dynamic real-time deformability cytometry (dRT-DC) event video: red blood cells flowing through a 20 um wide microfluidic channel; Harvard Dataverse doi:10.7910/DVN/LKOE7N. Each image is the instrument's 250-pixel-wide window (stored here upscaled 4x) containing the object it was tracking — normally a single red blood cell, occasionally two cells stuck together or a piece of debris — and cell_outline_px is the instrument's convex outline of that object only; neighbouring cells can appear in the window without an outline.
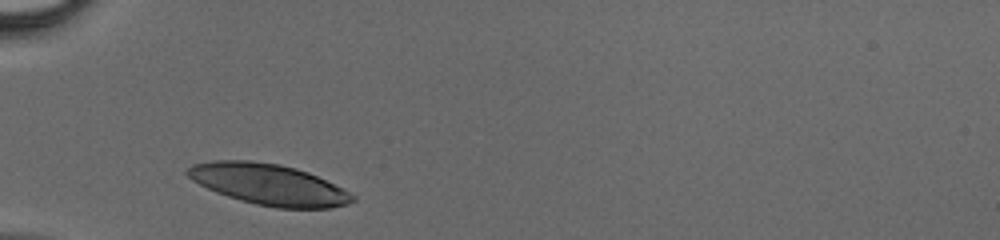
{"species": "human", "species_latin": "Homo sapiens", "temperature_condition": "cold", "stored_images_in_passage": 24, "camera_frame_rate_fps": 3000, "um_per_image_px": 0.085, "donor": {"sex": "male"}, "frame": {"image": 1, "passage_image": 1, "time_ms": 0.0, "image_size_px": [1000, 240], "cell_outline_px": [[356, 200], [348, 204], [328, 208], [276, 208], [256, 204], [240, 200], [216, 192], [192, 180], [184, 172], [192, 164], [212, 160], [248, 160], [280, 164], [296, 168], [308, 172], [344, 188], [356, 196]], "centroid_in_image_um": [22.86, 15.67], "position_along_channel_um": 62.1, "area_um2": 39.54}}
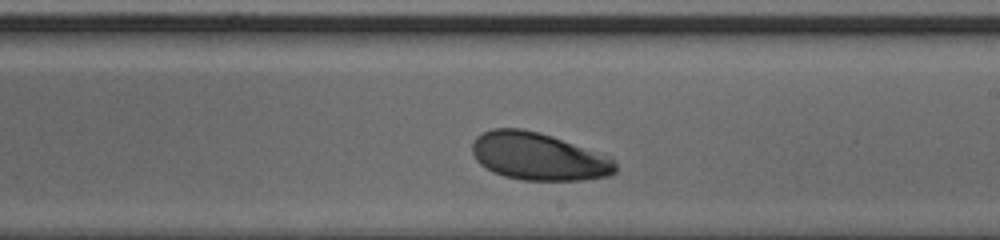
{"frame": {"image": 2, "passage_image": 14, "time_ms": 4.333, "image_size_px": [1000, 240], "cell_outline_px": [[616, 172], [608, 176], [584, 180], [524, 180], [504, 176], [492, 172], [480, 164], [476, 160], [472, 152], [472, 144], [476, 136], [492, 128], [520, 128], [540, 132], [612, 156], [616, 164]], "centroid_in_image_um": [45.78, 13.3], "position_along_channel_um": 243.2, "area_um2": 40.0}}
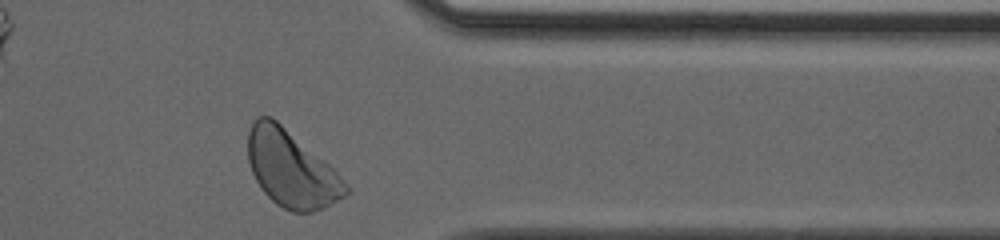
{"frame": {"image": 3, "passage_image": 24, "time_ms": 7.667, "image_size_px": [1000, 240], "cell_outline_px": [[348, 192], [344, 196], [324, 208], [312, 212], [292, 212], [276, 204], [264, 192], [256, 180], [252, 172], [248, 160], [248, 132], [252, 120], [256, 116], [272, 116], [328, 164], [340, 176], [348, 188]], "centroid_in_image_um": [24.71, 14.34], "position_along_channel_um": 386.7, "area_um2": 43.12}}